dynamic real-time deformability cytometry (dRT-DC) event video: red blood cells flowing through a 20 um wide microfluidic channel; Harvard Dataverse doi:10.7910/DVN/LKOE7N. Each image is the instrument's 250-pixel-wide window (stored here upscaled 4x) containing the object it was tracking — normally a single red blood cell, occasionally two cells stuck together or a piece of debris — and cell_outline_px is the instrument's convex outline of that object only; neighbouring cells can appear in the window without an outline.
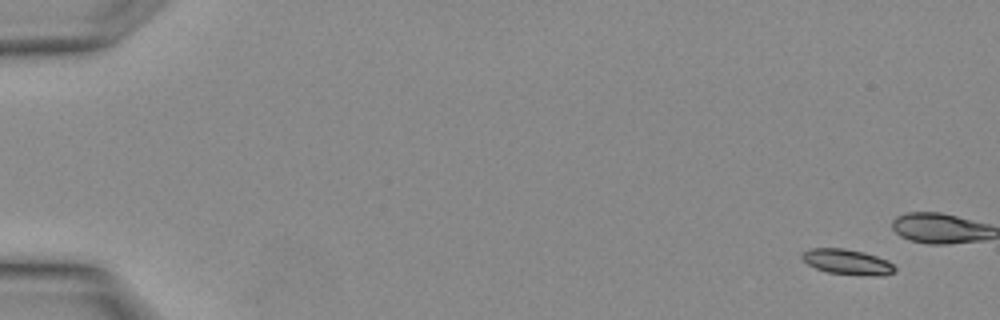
{"species": "Egyptian fruit bat (a non-hibernating species)", "species_latin": "Rousettus aegyptiacus", "temperature_condition": "warm", "stored_images_in_passage": 5, "camera_frame_rate_fps": 3000, "um_per_image_px": 0.085, "animal": {"sex": "female"}, "frame": {"image": 1, "passage_image": 1, "time_ms": 0.0, "image_size_px": [1000, 320], "cell_outline_px": [[896, 272], [884, 276], [876, 276], [828, 272], [816, 268], [808, 264], [800, 256], [800, 252], [808, 248], [844, 248], [864, 252], [888, 260], [896, 268]], "centroid_in_image_um": [72.02, 22.25], "position_along_channel_um": 13.0, "area_um2": 13.81}}